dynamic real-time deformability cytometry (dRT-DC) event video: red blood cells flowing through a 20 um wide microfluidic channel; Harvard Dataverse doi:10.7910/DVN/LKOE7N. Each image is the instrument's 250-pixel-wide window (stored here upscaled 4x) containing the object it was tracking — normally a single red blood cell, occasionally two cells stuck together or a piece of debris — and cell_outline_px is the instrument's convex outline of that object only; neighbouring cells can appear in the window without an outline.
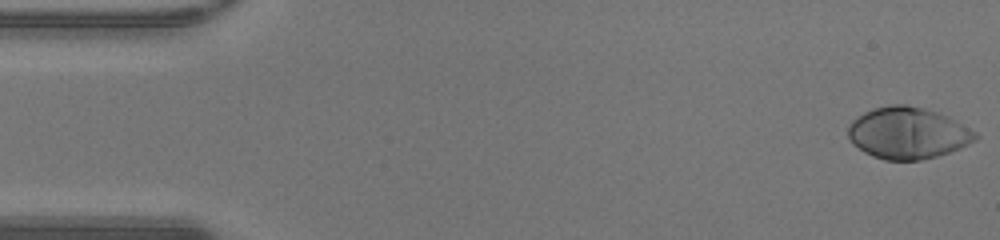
{"species": "human", "species_latin": "Homo sapiens", "temperature_condition": "warm", "stored_images_in_passage": 48, "camera_frame_rate_fps": 3000, "um_per_image_px": 0.085, "donor": {"sex": "male"}, "frame": {"image": 1, "passage_image": 1, "time_ms": 0.0, "image_size_px": [1000, 240], "cell_outline_px": [[980, 136], [976, 140], [960, 148], [936, 156], [920, 160], [884, 160], [872, 156], [864, 152], [852, 144], [848, 136], [848, 128], [852, 120], [864, 112], [872, 108], [892, 104], [904, 104], [924, 108], [948, 116], [976, 132]], "centroid_in_image_um": [77.14, 11.31], "position_along_channel_um": 7.9, "area_um2": 38.32}}
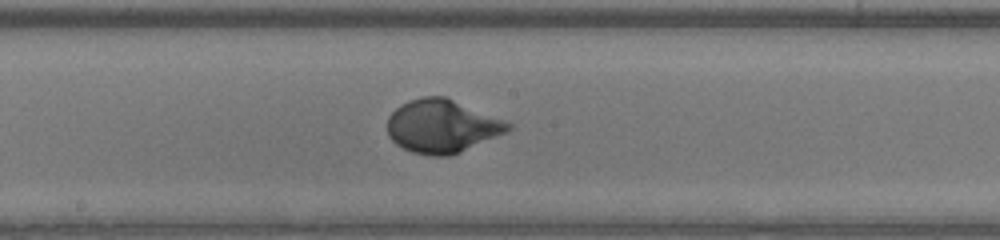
{"frame": {"image": 2, "passage_image": 25, "time_ms": 8.0, "image_size_px": [1000, 240], "cell_outline_px": [[512, 128], [508, 132], [452, 156], [432, 156], [412, 152], [396, 144], [388, 136], [388, 116], [400, 104], [408, 100], [424, 96], [444, 96], [512, 124]], "centroid_in_image_um": [37.55, 10.74], "position_along_channel_um": 210.6, "area_um2": 37.34}}
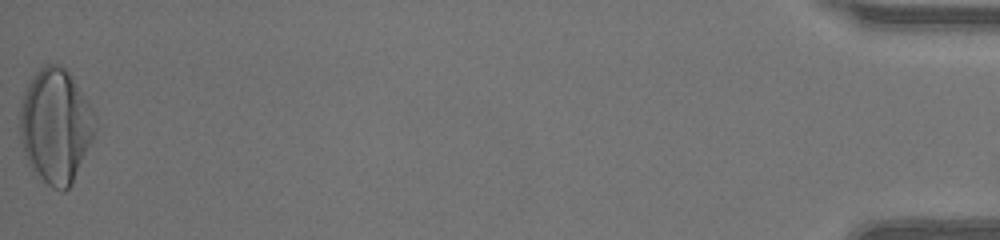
{"frame": {"image": 3, "passage_image": 48, "time_ms": 15.667, "image_size_px": [1000, 240], "cell_outline_px": [[96, 132], [72, 184], [64, 192], [60, 192], [52, 188], [28, 164], [20, 140], [20, 100], [24, 88], [32, 76], [44, 64], [60, 64], [68, 72], [88, 100], [96, 116]], "centroid_in_image_um": [4.73, 10.69], "position_along_channel_um": 430.5, "area_um2": 50.58}, "authors_computed_cell_mechanics": {"area_um2": 37.1365, "velocity_mm_per_s": 4.2862, "shape_relaxation_time_tau1_ms": 2.45, "shape_relaxation_time_tau2_ms": null, "deformation_change_tau1": 0.2035, "deformation_change_tau2": null}}